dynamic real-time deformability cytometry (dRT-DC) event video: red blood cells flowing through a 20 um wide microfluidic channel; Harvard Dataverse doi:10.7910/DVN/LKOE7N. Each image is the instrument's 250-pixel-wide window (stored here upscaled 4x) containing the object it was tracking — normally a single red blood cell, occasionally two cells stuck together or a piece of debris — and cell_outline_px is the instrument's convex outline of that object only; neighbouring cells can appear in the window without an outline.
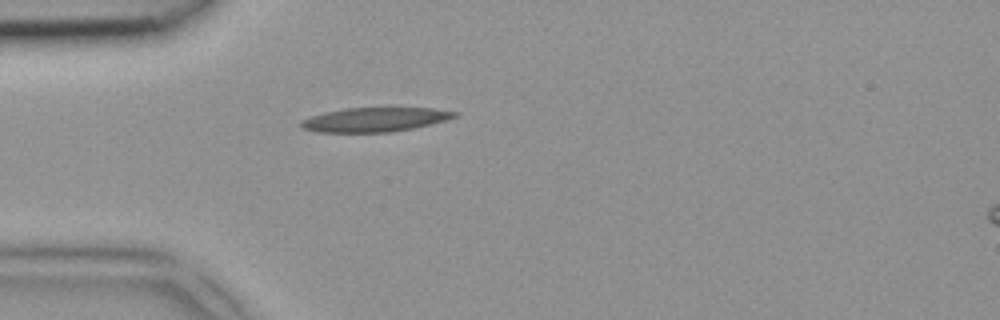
{"species": "common noctule bat (a hibernating species)", "species_latin": "Nyctalus noctula", "temperature_condition": "room temperature", "stored_images_in_passage": 1, "camera_frame_rate_fps": 3000, "um_per_image_px": 0.085, "animal": {"sex": "female", "body_mass_g": 18.4}, "frame": {"image": 1, "passage_image": 1, "time_ms": 0.0, "image_size_px": [1000, 320], "cell_outline_px": [[460, 112], [456, 116], [444, 120], [412, 128], [392, 132], [316, 132], [300, 128], [300, 120], [312, 116], [344, 108], [392, 104], [432, 108]], "centroid_in_image_um": [31.89, 10.11], "position_along_channel_um": 53.1, "area_um2": 22.72}}